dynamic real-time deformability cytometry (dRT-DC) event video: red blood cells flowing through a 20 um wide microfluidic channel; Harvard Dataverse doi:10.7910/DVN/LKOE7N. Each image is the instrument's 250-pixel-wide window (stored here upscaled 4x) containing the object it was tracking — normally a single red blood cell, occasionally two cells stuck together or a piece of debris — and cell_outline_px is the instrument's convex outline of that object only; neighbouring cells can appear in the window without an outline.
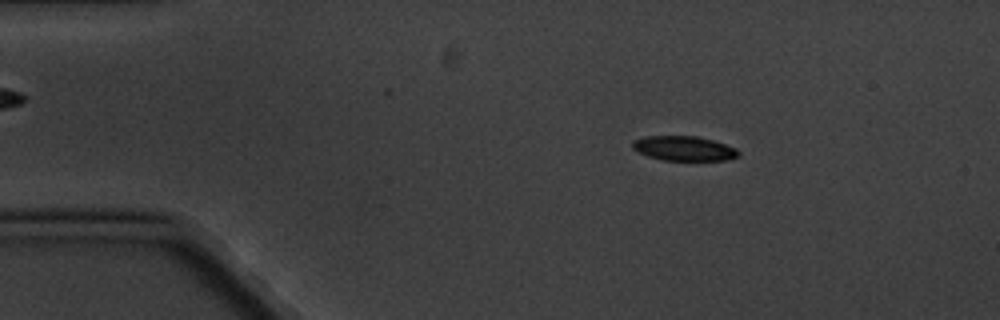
{"species": "common noctule bat (a hibernating species)", "species_latin": "Nyctalus noctula", "temperature_condition": "cold", "stored_images_in_passage": 5, "segment_of_instrument_passage": [1, 2], "camera_frame_rate_fps": 3000, "um_per_image_px": 0.085, "animal": {"sex": "male", "body_mass_g": 20.1, "forearm_length_mm": 53.5}, "frame": {"image": 1, "passage_image": 2, "time_ms": 1.0, "image_size_px": [1000, 320], "cell_outline_px": [[740, 156], [728, 160], [664, 160], [648, 156], [636, 152], [632, 148], [632, 140], [644, 136], [696, 136], [712, 140], [736, 148], [740, 152]], "centroid_in_image_um": [58.11, 12.61], "position_along_channel_um": 26.9, "area_um2": 15.32}}